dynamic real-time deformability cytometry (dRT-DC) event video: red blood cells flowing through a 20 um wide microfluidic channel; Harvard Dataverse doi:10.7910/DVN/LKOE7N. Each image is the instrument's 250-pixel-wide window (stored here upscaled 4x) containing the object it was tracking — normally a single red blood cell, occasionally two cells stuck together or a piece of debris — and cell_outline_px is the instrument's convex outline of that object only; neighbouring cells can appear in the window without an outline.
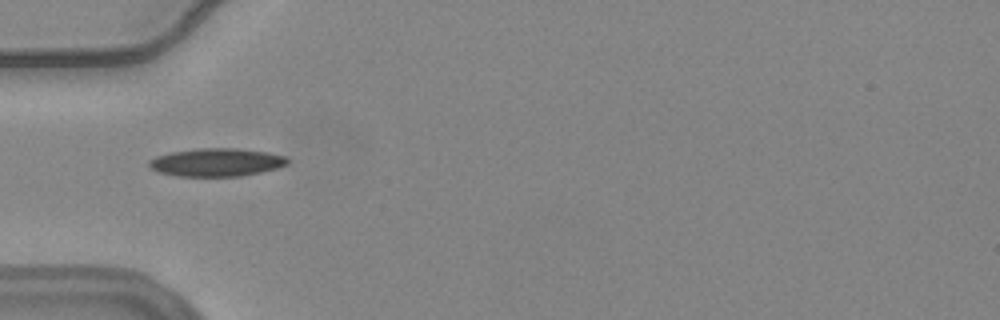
{"species": "common noctule bat (a hibernating species)", "species_latin": "Nyctalus noctula", "temperature_condition": "warm", "stored_images_in_passage": 3, "camera_frame_rate_fps": 3000, "um_per_image_px": 0.085, "animal": {"sex": "female", "body_mass_g": 24.6, "forearm_length_mm": 56.2}, "frame": {"image": 1, "passage_image": 1, "time_ms": 0.0, "image_size_px": [1000, 320], "cell_outline_px": [[288, 164], [276, 168], [260, 172], [240, 176], [176, 176], [160, 172], [152, 168], [148, 164], [148, 160], [156, 156], [168, 152], [196, 148], [236, 148], [268, 152], [288, 156]], "centroid_in_image_um": [18.4, 13.78], "position_along_channel_um": 66.6, "area_um2": 22.77}}